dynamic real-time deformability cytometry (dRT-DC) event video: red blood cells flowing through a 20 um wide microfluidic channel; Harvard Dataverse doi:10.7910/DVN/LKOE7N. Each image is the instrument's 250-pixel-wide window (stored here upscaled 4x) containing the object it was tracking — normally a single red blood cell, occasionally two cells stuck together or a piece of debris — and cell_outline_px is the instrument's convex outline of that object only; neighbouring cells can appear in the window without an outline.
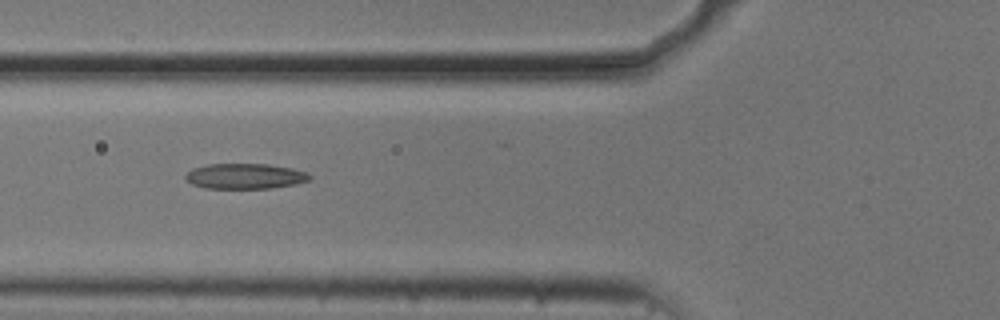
{"species": "common noctule bat (a hibernating species)", "species_latin": "Nyctalus noctula", "temperature_condition": "cold", "stored_images_in_passage": 40, "camera_frame_rate_fps": 3000, "um_per_image_px": 0.085, "animal": {"sex": "male", "body_mass_g": 20.5, "forearm_length_mm": 52.5}, "frame": {"image": 1, "passage_image": 6, "time_ms": 1.667, "image_size_px": [1000, 320], "cell_outline_px": [[312, 180], [296, 184], [272, 188], [204, 188], [192, 184], [184, 176], [192, 168], [208, 164], [268, 164], [292, 168], [304, 172], [312, 176]], "centroid_in_image_um": [20.85, 14.97], "position_along_channel_um": 105.0, "area_um2": 18.38}}
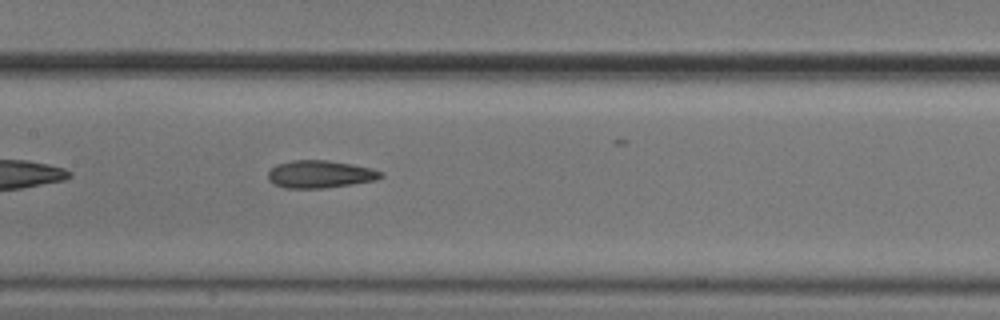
{"frame": {"image": 2, "passage_image": 12, "time_ms": 3.667, "image_size_px": [1000, 320], "cell_outline_px": [[384, 176], [376, 180], [352, 184], [324, 188], [284, 188], [268, 180], [268, 172], [276, 164], [292, 160], [328, 160], [352, 164], [372, 168], [384, 172]], "centroid_in_image_um": [27.23, 14.8], "position_along_channel_um": 180.2, "area_um2": 18.21}}
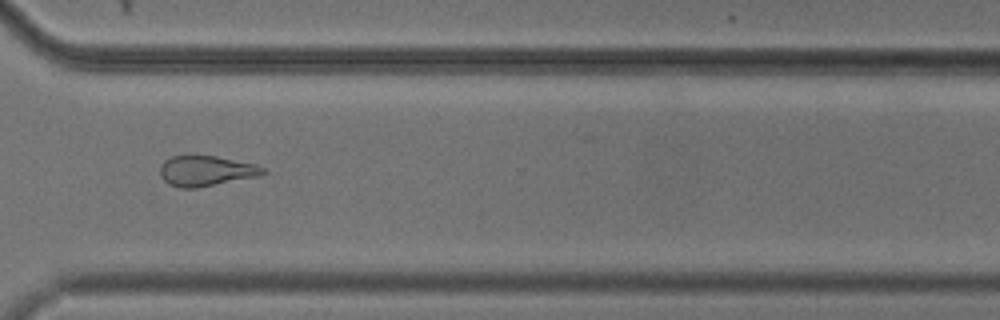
{"frame": {"image": 3, "passage_image": 26, "time_ms": 8.333, "image_size_px": [1000, 320], "cell_outline_px": [[268, 172], [260, 176], [196, 188], [180, 188], [168, 184], [160, 176], [160, 164], [164, 160], [172, 156], [188, 152], [216, 156], [256, 164], [264, 168]], "centroid_in_image_um": [17.48, 14.48], "position_along_channel_um": 353.1, "area_um2": 18.96}, "authors_computed_cell_mechanics": {"area_um2": 18.4671, "velocity_mm_per_s": 3.7208, "shape_relaxation_time_tau1_ms": 6.0998, "shape_relaxation_time_tau2_ms": 3.4167, "deformation_change_tau1": 0.1608, "deformation_change_tau2": 0.1231}}